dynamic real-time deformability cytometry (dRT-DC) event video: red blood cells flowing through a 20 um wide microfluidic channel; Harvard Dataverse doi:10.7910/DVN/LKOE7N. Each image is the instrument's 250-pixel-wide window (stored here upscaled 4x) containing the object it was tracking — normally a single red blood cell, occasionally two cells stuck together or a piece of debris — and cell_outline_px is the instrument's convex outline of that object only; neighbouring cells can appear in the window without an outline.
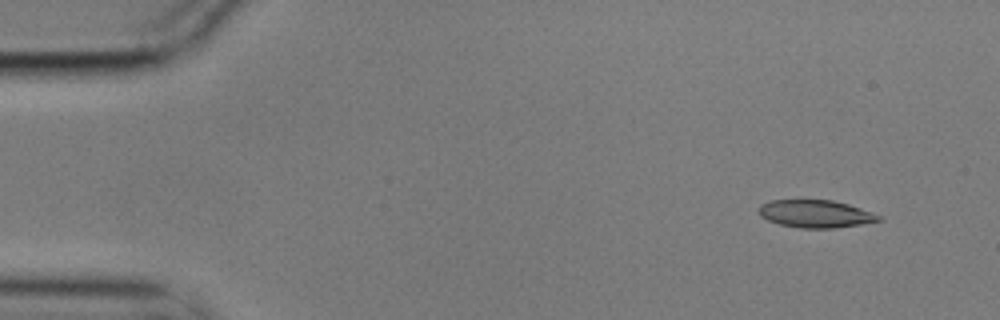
{"species": "common noctule bat (a hibernating species)", "species_latin": "Nyctalus noctula", "temperature_condition": "cold", "stored_images_in_passage": 53, "camera_frame_rate_fps": 3000, "um_per_image_px": 0.085, "animal": {"sex": "male", "body_mass_g": 17.9}, "frame": {"image": 1, "passage_image": 1, "time_ms": 0.0, "image_size_px": [1000, 320], "cell_outline_px": [[884, 220], [836, 228], [800, 228], [780, 224], [768, 220], [760, 216], [760, 204], [772, 200], [832, 200], [848, 204], [884, 216]], "centroid_in_image_um": [69.37, 18.18], "position_along_channel_um": 15.6, "area_um2": 19.31}}
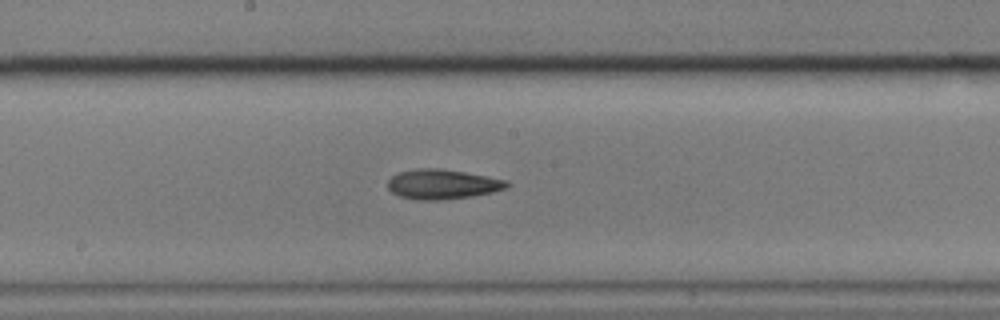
{"frame": {"image": 2, "passage_image": 26, "time_ms": 8.333, "image_size_px": [1000, 320], "cell_outline_px": [[512, 184], [508, 188], [492, 192], [472, 196], [444, 200], [416, 200], [400, 196], [392, 192], [388, 188], [388, 180], [392, 176], [400, 172], [416, 168], [436, 168], [464, 172], [508, 180]], "centroid_in_image_um": [37.63, 15.66], "position_along_channel_um": 210.6, "area_um2": 20.75}}
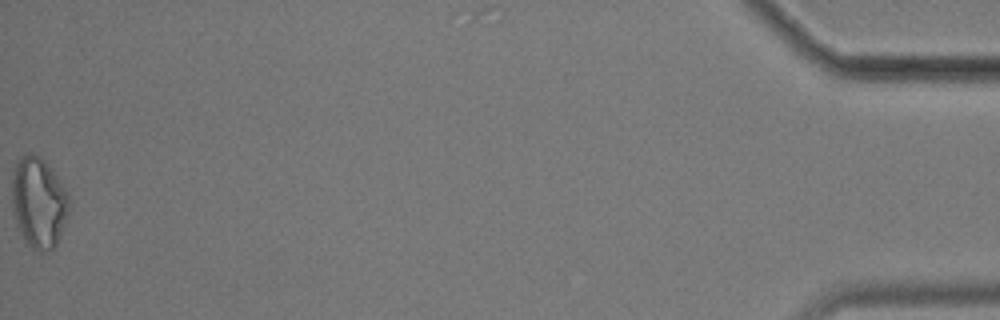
{"frame": {"image": 3, "passage_image": 53, "time_ms": 17.333, "image_size_px": [1000, 320], "cell_outline_px": [[68, 212], [56, 248], [44, 252], [40, 252], [32, 248], [24, 240], [16, 224], [12, 212], [12, 168], [16, 160], [20, 156], [28, 152], [32, 152], [40, 156], [52, 168], [68, 192]], "centroid_in_image_um": [3.26, 17.18], "position_along_channel_um": 431.9, "area_um2": 30.81}, "authors_computed_cell_mechanics": {"area_um2": 20.519, "velocity_mm_per_s": 3.5374, "shape_relaxation_time_tau1_ms": 8.083, "shape_relaxation_time_tau2_ms": 8.6636, "deformation_change_tau1": 0.1454, "deformation_change_tau2": 0.1801}}